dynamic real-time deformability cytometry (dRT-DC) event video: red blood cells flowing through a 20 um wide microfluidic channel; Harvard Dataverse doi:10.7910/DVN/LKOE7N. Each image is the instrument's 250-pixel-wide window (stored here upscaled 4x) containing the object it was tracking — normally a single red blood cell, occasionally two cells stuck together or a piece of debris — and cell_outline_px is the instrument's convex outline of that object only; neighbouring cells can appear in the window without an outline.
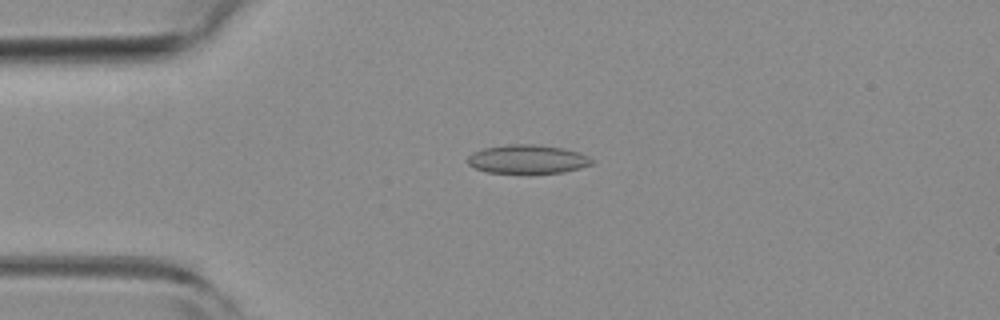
{"species": "common noctule bat (a hibernating species)", "species_latin": "Nyctalus noctula", "temperature_condition": "room temperature", "stored_images_in_passage": 8, "camera_frame_rate_fps": 3000, "um_per_image_px": 0.085, "animal": {"sex": "female", "body_mass_g": 19.3, "forearm_length_mm": 54.1}, "frame": {"image": 1, "passage_image": 4, "time_ms": 1.0, "image_size_px": [1000, 320], "cell_outline_px": [[592, 164], [580, 168], [560, 172], [488, 172], [476, 168], [468, 164], [468, 156], [472, 152], [484, 148], [508, 144], [536, 144], [560, 148], [580, 152], [588, 156], [592, 160]], "centroid_in_image_um": [44.82, 13.51], "position_along_channel_um": 40.2, "area_um2": 20.4}}
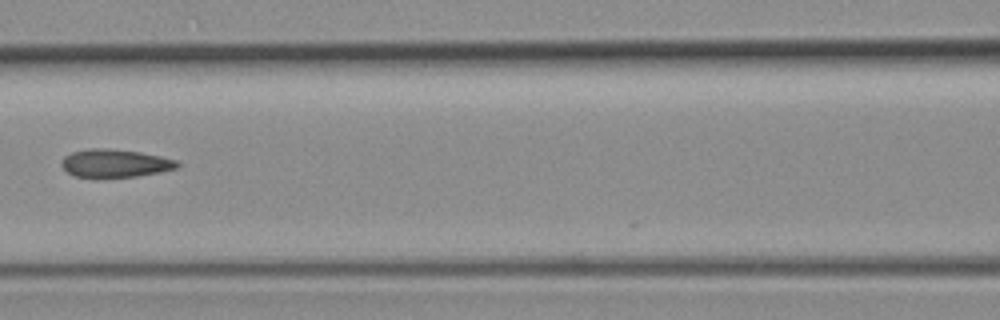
{"frame": {"image": 2, "passage_image": 7, "time_ms": 2.0, "image_size_px": [1000, 320], "cell_outline_px": [[180, 164], [176, 168], [160, 172], [136, 176], [96, 180], [92, 180], [72, 176], [60, 164], [64, 156], [72, 152], [88, 148], [112, 148], [140, 152], [160, 156], [176, 160]], "centroid_in_image_um": [9.7, 13.91], "position_along_channel_um": 156.9, "area_um2": 19.65}}
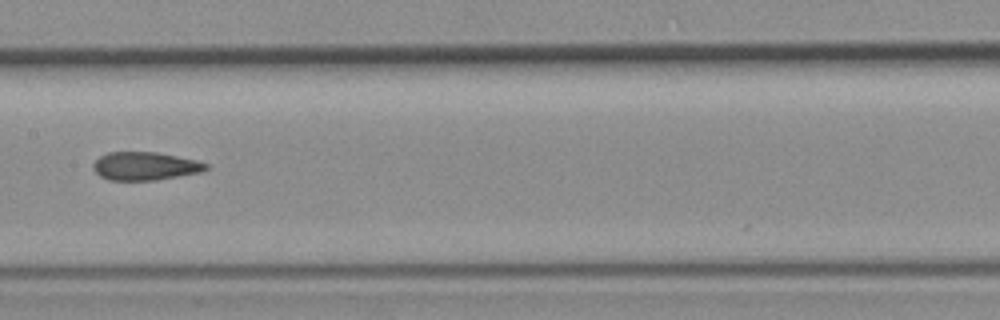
{"frame": {"image": 3, "passage_image": 8, "time_ms": 2.333, "image_size_px": [1000, 320], "cell_outline_px": [[208, 168], [200, 172], [156, 180], [108, 180], [100, 176], [92, 168], [92, 164], [100, 156], [108, 152], [156, 152], [196, 160], [208, 164]], "centroid_in_image_um": [12.3, 14.12], "position_along_channel_um": 195.1, "area_um2": 18.44}}